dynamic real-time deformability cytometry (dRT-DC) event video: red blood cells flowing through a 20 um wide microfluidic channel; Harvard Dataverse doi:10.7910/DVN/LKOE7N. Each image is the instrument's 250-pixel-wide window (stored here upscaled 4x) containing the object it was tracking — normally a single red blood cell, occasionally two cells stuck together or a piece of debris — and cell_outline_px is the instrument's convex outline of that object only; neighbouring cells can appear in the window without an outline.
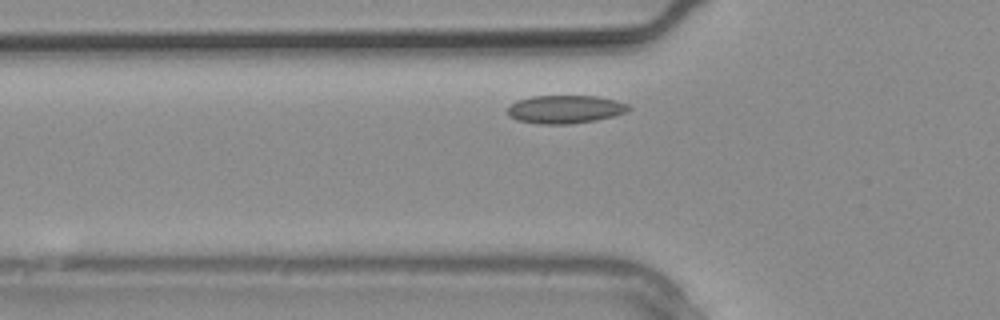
{"species": "common noctule bat (a hibernating species)", "species_latin": "Nyctalus noctula", "temperature_condition": "warm", "stored_images_in_passage": 4, "camera_frame_rate_fps": 3000, "um_per_image_px": 0.085, "animal": {"sex": "male", "body_mass_g": 20.4}, "frame": {"image": 1, "passage_image": 3, "time_ms": 0.667, "image_size_px": [1000, 320], "cell_outline_px": [[632, 108], [628, 112], [596, 120], [568, 124], [536, 124], [516, 120], [508, 116], [504, 108], [516, 100], [532, 96], [596, 96], [616, 100], [628, 104]], "centroid_in_image_um": [47.98, 9.29], "position_along_channel_um": 77.8, "area_um2": 20.23}}